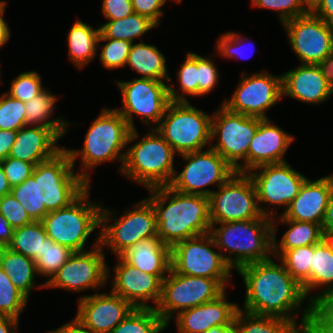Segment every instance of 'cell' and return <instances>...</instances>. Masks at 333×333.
<instances>
[{"instance_id":"24","label":"cell","mask_w":333,"mask_h":333,"mask_svg":"<svg viewBox=\"0 0 333 333\" xmlns=\"http://www.w3.org/2000/svg\"><path fill=\"white\" fill-rule=\"evenodd\" d=\"M333 190V173L311 180L307 178L298 195L281 214L285 219L301 222L323 223L329 197Z\"/></svg>"},{"instance_id":"60","label":"cell","mask_w":333,"mask_h":333,"mask_svg":"<svg viewBox=\"0 0 333 333\" xmlns=\"http://www.w3.org/2000/svg\"><path fill=\"white\" fill-rule=\"evenodd\" d=\"M322 75L329 85L333 82V52L327 55L319 64H317Z\"/></svg>"},{"instance_id":"42","label":"cell","mask_w":333,"mask_h":333,"mask_svg":"<svg viewBox=\"0 0 333 333\" xmlns=\"http://www.w3.org/2000/svg\"><path fill=\"white\" fill-rule=\"evenodd\" d=\"M27 305L28 299L14 286L0 266V315L20 320Z\"/></svg>"},{"instance_id":"65","label":"cell","mask_w":333,"mask_h":333,"mask_svg":"<svg viewBox=\"0 0 333 333\" xmlns=\"http://www.w3.org/2000/svg\"><path fill=\"white\" fill-rule=\"evenodd\" d=\"M228 326H215L211 327L205 333H222Z\"/></svg>"},{"instance_id":"18","label":"cell","mask_w":333,"mask_h":333,"mask_svg":"<svg viewBox=\"0 0 333 333\" xmlns=\"http://www.w3.org/2000/svg\"><path fill=\"white\" fill-rule=\"evenodd\" d=\"M89 186L75 171L65 148L40 163L41 206L49 212L67 207Z\"/></svg>"},{"instance_id":"45","label":"cell","mask_w":333,"mask_h":333,"mask_svg":"<svg viewBox=\"0 0 333 333\" xmlns=\"http://www.w3.org/2000/svg\"><path fill=\"white\" fill-rule=\"evenodd\" d=\"M45 89L40 74L33 71L21 72L12 78L9 90L6 91L11 97L26 103Z\"/></svg>"},{"instance_id":"23","label":"cell","mask_w":333,"mask_h":333,"mask_svg":"<svg viewBox=\"0 0 333 333\" xmlns=\"http://www.w3.org/2000/svg\"><path fill=\"white\" fill-rule=\"evenodd\" d=\"M294 140L291 133L274 124L270 118H258V129L247 154V173L261 165L287 162L284 157Z\"/></svg>"},{"instance_id":"31","label":"cell","mask_w":333,"mask_h":333,"mask_svg":"<svg viewBox=\"0 0 333 333\" xmlns=\"http://www.w3.org/2000/svg\"><path fill=\"white\" fill-rule=\"evenodd\" d=\"M0 266L14 286L29 299L35 288L45 289V282L36 283L37 269L33 259L8 247H0Z\"/></svg>"},{"instance_id":"33","label":"cell","mask_w":333,"mask_h":333,"mask_svg":"<svg viewBox=\"0 0 333 333\" xmlns=\"http://www.w3.org/2000/svg\"><path fill=\"white\" fill-rule=\"evenodd\" d=\"M57 100L56 95L45 88L33 99L24 103L26 125L49 127L62 139L69 132L68 126L73 123L66 121L63 115L53 118Z\"/></svg>"},{"instance_id":"49","label":"cell","mask_w":333,"mask_h":333,"mask_svg":"<svg viewBox=\"0 0 333 333\" xmlns=\"http://www.w3.org/2000/svg\"><path fill=\"white\" fill-rule=\"evenodd\" d=\"M0 214L14 229L33 222L22 204L11 193L0 197Z\"/></svg>"},{"instance_id":"63","label":"cell","mask_w":333,"mask_h":333,"mask_svg":"<svg viewBox=\"0 0 333 333\" xmlns=\"http://www.w3.org/2000/svg\"><path fill=\"white\" fill-rule=\"evenodd\" d=\"M301 2L307 12H313L322 0H301Z\"/></svg>"},{"instance_id":"26","label":"cell","mask_w":333,"mask_h":333,"mask_svg":"<svg viewBox=\"0 0 333 333\" xmlns=\"http://www.w3.org/2000/svg\"><path fill=\"white\" fill-rule=\"evenodd\" d=\"M61 138L49 127L25 125L17 131L8 157L31 163L49 160L64 147L58 145Z\"/></svg>"},{"instance_id":"56","label":"cell","mask_w":333,"mask_h":333,"mask_svg":"<svg viewBox=\"0 0 333 333\" xmlns=\"http://www.w3.org/2000/svg\"><path fill=\"white\" fill-rule=\"evenodd\" d=\"M312 13L326 23L333 25V0H322Z\"/></svg>"},{"instance_id":"11","label":"cell","mask_w":333,"mask_h":333,"mask_svg":"<svg viewBox=\"0 0 333 333\" xmlns=\"http://www.w3.org/2000/svg\"><path fill=\"white\" fill-rule=\"evenodd\" d=\"M115 83L121 92L123 104L121 108H114L128 122L130 128L136 129L135 115L148 129L155 128L171 102L168 81L133 77L128 81L117 79Z\"/></svg>"},{"instance_id":"43","label":"cell","mask_w":333,"mask_h":333,"mask_svg":"<svg viewBox=\"0 0 333 333\" xmlns=\"http://www.w3.org/2000/svg\"><path fill=\"white\" fill-rule=\"evenodd\" d=\"M101 42H105V44ZM132 44V42L125 40L99 38L97 50L100 52L97 55L99 56L100 64L107 70L124 68Z\"/></svg>"},{"instance_id":"57","label":"cell","mask_w":333,"mask_h":333,"mask_svg":"<svg viewBox=\"0 0 333 333\" xmlns=\"http://www.w3.org/2000/svg\"><path fill=\"white\" fill-rule=\"evenodd\" d=\"M14 228L9 221L0 214V247H7L13 238Z\"/></svg>"},{"instance_id":"69","label":"cell","mask_w":333,"mask_h":333,"mask_svg":"<svg viewBox=\"0 0 333 333\" xmlns=\"http://www.w3.org/2000/svg\"><path fill=\"white\" fill-rule=\"evenodd\" d=\"M172 1H174L176 3H181L183 0H172Z\"/></svg>"},{"instance_id":"53","label":"cell","mask_w":333,"mask_h":333,"mask_svg":"<svg viewBox=\"0 0 333 333\" xmlns=\"http://www.w3.org/2000/svg\"><path fill=\"white\" fill-rule=\"evenodd\" d=\"M101 12L106 20H118L134 13L131 0H102Z\"/></svg>"},{"instance_id":"35","label":"cell","mask_w":333,"mask_h":333,"mask_svg":"<svg viewBox=\"0 0 333 333\" xmlns=\"http://www.w3.org/2000/svg\"><path fill=\"white\" fill-rule=\"evenodd\" d=\"M99 27V38H112L134 43L138 39L143 42V35L158 28V25L146 16L133 13L122 19L108 20Z\"/></svg>"},{"instance_id":"10","label":"cell","mask_w":333,"mask_h":333,"mask_svg":"<svg viewBox=\"0 0 333 333\" xmlns=\"http://www.w3.org/2000/svg\"><path fill=\"white\" fill-rule=\"evenodd\" d=\"M226 290L217 279L183 275L171 268L162 281L161 297L155 310L168 328L179 312L215 300Z\"/></svg>"},{"instance_id":"16","label":"cell","mask_w":333,"mask_h":333,"mask_svg":"<svg viewBox=\"0 0 333 333\" xmlns=\"http://www.w3.org/2000/svg\"><path fill=\"white\" fill-rule=\"evenodd\" d=\"M240 78L232 95L221 104L235 113L269 119L267 111L282 99V74L264 69L252 74L243 71Z\"/></svg>"},{"instance_id":"17","label":"cell","mask_w":333,"mask_h":333,"mask_svg":"<svg viewBox=\"0 0 333 333\" xmlns=\"http://www.w3.org/2000/svg\"><path fill=\"white\" fill-rule=\"evenodd\" d=\"M211 223L261 218L255 185L248 173L235 172L208 197Z\"/></svg>"},{"instance_id":"70","label":"cell","mask_w":333,"mask_h":333,"mask_svg":"<svg viewBox=\"0 0 333 333\" xmlns=\"http://www.w3.org/2000/svg\"><path fill=\"white\" fill-rule=\"evenodd\" d=\"M1 68V67H0ZM3 79H1V70H0V82H2Z\"/></svg>"},{"instance_id":"34","label":"cell","mask_w":333,"mask_h":333,"mask_svg":"<svg viewBox=\"0 0 333 333\" xmlns=\"http://www.w3.org/2000/svg\"><path fill=\"white\" fill-rule=\"evenodd\" d=\"M234 322L240 333H307L298 323L288 319L258 315L239 308Z\"/></svg>"},{"instance_id":"51","label":"cell","mask_w":333,"mask_h":333,"mask_svg":"<svg viewBox=\"0 0 333 333\" xmlns=\"http://www.w3.org/2000/svg\"><path fill=\"white\" fill-rule=\"evenodd\" d=\"M312 333H333V292L316 307Z\"/></svg>"},{"instance_id":"5","label":"cell","mask_w":333,"mask_h":333,"mask_svg":"<svg viewBox=\"0 0 333 333\" xmlns=\"http://www.w3.org/2000/svg\"><path fill=\"white\" fill-rule=\"evenodd\" d=\"M210 234L224 259L235 271L273 256L272 219L267 216L252 220L211 223Z\"/></svg>"},{"instance_id":"40","label":"cell","mask_w":333,"mask_h":333,"mask_svg":"<svg viewBox=\"0 0 333 333\" xmlns=\"http://www.w3.org/2000/svg\"><path fill=\"white\" fill-rule=\"evenodd\" d=\"M47 237L42 222L33 221L30 224L15 228L12 241L7 247L33 259L36 254H41L43 241Z\"/></svg>"},{"instance_id":"39","label":"cell","mask_w":333,"mask_h":333,"mask_svg":"<svg viewBox=\"0 0 333 333\" xmlns=\"http://www.w3.org/2000/svg\"><path fill=\"white\" fill-rule=\"evenodd\" d=\"M166 329L154 308H134L110 333H163Z\"/></svg>"},{"instance_id":"37","label":"cell","mask_w":333,"mask_h":333,"mask_svg":"<svg viewBox=\"0 0 333 333\" xmlns=\"http://www.w3.org/2000/svg\"><path fill=\"white\" fill-rule=\"evenodd\" d=\"M11 194L18 200L33 221H41L49 212L41 206L40 163L34 166L32 174L21 184L11 187Z\"/></svg>"},{"instance_id":"25","label":"cell","mask_w":333,"mask_h":333,"mask_svg":"<svg viewBox=\"0 0 333 333\" xmlns=\"http://www.w3.org/2000/svg\"><path fill=\"white\" fill-rule=\"evenodd\" d=\"M284 97L307 105H320L328 101L331 94L318 65L299 64L282 73V98Z\"/></svg>"},{"instance_id":"32","label":"cell","mask_w":333,"mask_h":333,"mask_svg":"<svg viewBox=\"0 0 333 333\" xmlns=\"http://www.w3.org/2000/svg\"><path fill=\"white\" fill-rule=\"evenodd\" d=\"M166 57L154 44L135 42L130 49L126 66L141 78L168 81L171 77L166 65Z\"/></svg>"},{"instance_id":"44","label":"cell","mask_w":333,"mask_h":333,"mask_svg":"<svg viewBox=\"0 0 333 333\" xmlns=\"http://www.w3.org/2000/svg\"><path fill=\"white\" fill-rule=\"evenodd\" d=\"M215 43V54L225 59H248L252 52L250 50L249 55L245 54L247 49H255L252 39L243 36L241 33L235 31H228L220 34ZM250 39V40H249ZM249 41V42H248ZM248 42V43H246ZM246 44V45H245ZM246 46H249L246 48ZM252 46V47H251ZM246 50V51H245ZM218 53V54H217ZM249 53V52H248ZM253 55V54H252Z\"/></svg>"},{"instance_id":"29","label":"cell","mask_w":333,"mask_h":333,"mask_svg":"<svg viewBox=\"0 0 333 333\" xmlns=\"http://www.w3.org/2000/svg\"><path fill=\"white\" fill-rule=\"evenodd\" d=\"M311 304L316 308L333 292V246L324 238L313 245L312 265L310 267Z\"/></svg>"},{"instance_id":"48","label":"cell","mask_w":333,"mask_h":333,"mask_svg":"<svg viewBox=\"0 0 333 333\" xmlns=\"http://www.w3.org/2000/svg\"><path fill=\"white\" fill-rule=\"evenodd\" d=\"M212 55L204 57L198 54V96H206L219 85V70Z\"/></svg>"},{"instance_id":"59","label":"cell","mask_w":333,"mask_h":333,"mask_svg":"<svg viewBox=\"0 0 333 333\" xmlns=\"http://www.w3.org/2000/svg\"><path fill=\"white\" fill-rule=\"evenodd\" d=\"M7 2L0 8V48L10 40L11 30L8 26V21L4 18V12L7 9Z\"/></svg>"},{"instance_id":"30","label":"cell","mask_w":333,"mask_h":333,"mask_svg":"<svg viewBox=\"0 0 333 333\" xmlns=\"http://www.w3.org/2000/svg\"><path fill=\"white\" fill-rule=\"evenodd\" d=\"M100 27L77 19L67 33L68 60L75 68L83 69L94 60L98 53Z\"/></svg>"},{"instance_id":"68","label":"cell","mask_w":333,"mask_h":333,"mask_svg":"<svg viewBox=\"0 0 333 333\" xmlns=\"http://www.w3.org/2000/svg\"><path fill=\"white\" fill-rule=\"evenodd\" d=\"M7 1L5 0H0V8L6 3Z\"/></svg>"},{"instance_id":"36","label":"cell","mask_w":333,"mask_h":333,"mask_svg":"<svg viewBox=\"0 0 333 333\" xmlns=\"http://www.w3.org/2000/svg\"><path fill=\"white\" fill-rule=\"evenodd\" d=\"M178 87L172 77L168 80L169 98L172 102H189L188 96L198 97V54L187 52L186 58L176 71Z\"/></svg>"},{"instance_id":"22","label":"cell","mask_w":333,"mask_h":333,"mask_svg":"<svg viewBox=\"0 0 333 333\" xmlns=\"http://www.w3.org/2000/svg\"><path fill=\"white\" fill-rule=\"evenodd\" d=\"M225 291L215 300L179 312L173 321L178 333H205L211 327L229 326L234 320L239 305L229 302Z\"/></svg>"},{"instance_id":"19","label":"cell","mask_w":333,"mask_h":333,"mask_svg":"<svg viewBox=\"0 0 333 333\" xmlns=\"http://www.w3.org/2000/svg\"><path fill=\"white\" fill-rule=\"evenodd\" d=\"M301 64H319L333 52V25L308 12L281 24Z\"/></svg>"},{"instance_id":"46","label":"cell","mask_w":333,"mask_h":333,"mask_svg":"<svg viewBox=\"0 0 333 333\" xmlns=\"http://www.w3.org/2000/svg\"><path fill=\"white\" fill-rule=\"evenodd\" d=\"M25 104L5 91L0 94V130L18 131L26 125Z\"/></svg>"},{"instance_id":"6","label":"cell","mask_w":333,"mask_h":333,"mask_svg":"<svg viewBox=\"0 0 333 333\" xmlns=\"http://www.w3.org/2000/svg\"><path fill=\"white\" fill-rule=\"evenodd\" d=\"M91 185L70 205L48 212L41 220L48 238L73 252L87 251L88 238L100 230L102 202L90 198Z\"/></svg>"},{"instance_id":"62","label":"cell","mask_w":333,"mask_h":333,"mask_svg":"<svg viewBox=\"0 0 333 333\" xmlns=\"http://www.w3.org/2000/svg\"><path fill=\"white\" fill-rule=\"evenodd\" d=\"M11 193V186L8 183L7 177L4 173L3 167L0 162V197Z\"/></svg>"},{"instance_id":"7","label":"cell","mask_w":333,"mask_h":333,"mask_svg":"<svg viewBox=\"0 0 333 333\" xmlns=\"http://www.w3.org/2000/svg\"><path fill=\"white\" fill-rule=\"evenodd\" d=\"M155 130L179 156L211 146L212 112L208 114L189 102H170Z\"/></svg>"},{"instance_id":"55","label":"cell","mask_w":333,"mask_h":333,"mask_svg":"<svg viewBox=\"0 0 333 333\" xmlns=\"http://www.w3.org/2000/svg\"><path fill=\"white\" fill-rule=\"evenodd\" d=\"M48 333H93L88 329L77 317H73L71 321L66 322L58 329H51Z\"/></svg>"},{"instance_id":"28","label":"cell","mask_w":333,"mask_h":333,"mask_svg":"<svg viewBox=\"0 0 333 333\" xmlns=\"http://www.w3.org/2000/svg\"><path fill=\"white\" fill-rule=\"evenodd\" d=\"M284 224L287 230L278 241V225ZM273 226V257L279 258L285 251L307 245H316L325 237L321 224L285 219L282 215L272 218ZM277 227V228H276ZM289 227V228H288Z\"/></svg>"},{"instance_id":"67","label":"cell","mask_w":333,"mask_h":333,"mask_svg":"<svg viewBox=\"0 0 333 333\" xmlns=\"http://www.w3.org/2000/svg\"><path fill=\"white\" fill-rule=\"evenodd\" d=\"M327 240L332 244L333 246V234H330L328 237H327Z\"/></svg>"},{"instance_id":"50","label":"cell","mask_w":333,"mask_h":333,"mask_svg":"<svg viewBox=\"0 0 333 333\" xmlns=\"http://www.w3.org/2000/svg\"><path fill=\"white\" fill-rule=\"evenodd\" d=\"M11 187L21 184L33 172L34 165L16 158L7 157L0 161Z\"/></svg>"},{"instance_id":"52","label":"cell","mask_w":333,"mask_h":333,"mask_svg":"<svg viewBox=\"0 0 333 333\" xmlns=\"http://www.w3.org/2000/svg\"><path fill=\"white\" fill-rule=\"evenodd\" d=\"M168 1L169 0H131L134 13L150 18L158 26H160V20L162 16H164L162 9Z\"/></svg>"},{"instance_id":"2","label":"cell","mask_w":333,"mask_h":333,"mask_svg":"<svg viewBox=\"0 0 333 333\" xmlns=\"http://www.w3.org/2000/svg\"><path fill=\"white\" fill-rule=\"evenodd\" d=\"M156 213L157 236L172 248L186 239L210 233L209 198L185 194L170 186L147 190Z\"/></svg>"},{"instance_id":"61","label":"cell","mask_w":333,"mask_h":333,"mask_svg":"<svg viewBox=\"0 0 333 333\" xmlns=\"http://www.w3.org/2000/svg\"><path fill=\"white\" fill-rule=\"evenodd\" d=\"M19 321L13 317L0 315V333H16L20 331Z\"/></svg>"},{"instance_id":"47","label":"cell","mask_w":333,"mask_h":333,"mask_svg":"<svg viewBox=\"0 0 333 333\" xmlns=\"http://www.w3.org/2000/svg\"><path fill=\"white\" fill-rule=\"evenodd\" d=\"M251 6L275 11L281 24L308 13L301 0H251Z\"/></svg>"},{"instance_id":"9","label":"cell","mask_w":333,"mask_h":333,"mask_svg":"<svg viewBox=\"0 0 333 333\" xmlns=\"http://www.w3.org/2000/svg\"><path fill=\"white\" fill-rule=\"evenodd\" d=\"M215 110L212 112L210 147L236 172L247 173V154L258 129V118L229 111L222 104Z\"/></svg>"},{"instance_id":"21","label":"cell","mask_w":333,"mask_h":333,"mask_svg":"<svg viewBox=\"0 0 333 333\" xmlns=\"http://www.w3.org/2000/svg\"><path fill=\"white\" fill-rule=\"evenodd\" d=\"M77 317L93 333H110L134 307L113 292L80 295Z\"/></svg>"},{"instance_id":"8","label":"cell","mask_w":333,"mask_h":333,"mask_svg":"<svg viewBox=\"0 0 333 333\" xmlns=\"http://www.w3.org/2000/svg\"><path fill=\"white\" fill-rule=\"evenodd\" d=\"M124 211L116 218L115 210L102 204L100 212V245L104 251L109 248L115 256H121L144 238L157 236L156 213L146 198L138 200Z\"/></svg>"},{"instance_id":"15","label":"cell","mask_w":333,"mask_h":333,"mask_svg":"<svg viewBox=\"0 0 333 333\" xmlns=\"http://www.w3.org/2000/svg\"><path fill=\"white\" fill-rule=\"evenodd\" d=\"M181 156L184 168L174 173L170 187L185 194L209 197L214 190L223 185L236 171L217 151L211 147L205 150L185 153Z\"/></svg>"},{"instance_id":"38","label":"cell","mask_w":333,"mask_h":333,"mask_svg":"<svg viewBox=\"0 0 333 333\" xmlns=\"http://www.w3.org/2000/svg\"><path fill=\"white\" fill-rule=\"evenodd\" d=\"M312 254L313 245H307L287 250L278 259L275 258L277 261L280 260L286 271L302 285L310 303V267L312 265Z\"/></svg>"},{"instance_id":"13","label":"cell","mask_w":333,"mask_h":333,"mask_svg":"<svg viewBox=\"0 0 333 333\" xmlns=\"http://www.w3.org/2000/svg\"><path fill=\"white\" fill-rule=\"evenodd\" d=\"M97 235L90 250L74 252L68 258L54 276L45 283L46 289L60 288L68 292H78V294L92 289L96 293L98 289L107 285L112 276L111 269L106 262L105 251L100 245V232Z\"/></svg>"},{"instance_id":"41","label":"cell","mask_w":333,"mask_h":333,"mask_svg":"<svg viewBox=\"0 0 333 333\" xmlns=\"http://www.w3.org/2000/svg\"><path fill=\"white\" fill-rule=\"evenodd\" d=\"M73 253L68 247L47 237L43 241L41 254L33 258L38 276L47 278L44 282H48Z\"/></svg>"},{"instance_id":"1","label":"cell","mask_w":333,"mask_h":333,"mask_svg":"<svg viewBox=\"0 0 333 333\" xmlns=\"http://www.w3.org/2000/svg\"><path fill=\"white\" fill-rule=\"evenodd\" d=\"M274 260L272 256L270 259L245 265L237 271L245 286L243 307L239 308L258 315L291 320L307 333H312L316 308L307 299L302 285L286 271L283 263ZM305 301L307 304L303 307ZM298 313L302 314L300 320L297 318Z\"/></svg>"},{"instance_id":"4","label":"cell","mask_w":333,"mask_h":333,"mask_svg":"<svg viewBox=\"0 0 333 333\" xmlns=\"http://www.w3.org/2000/svg\"><path fill=\"white\" fill-rule=\"evenodd\" d=\"M127 146L122 176L147 190L170 185L177 155L155 128L148 129L143 137L137 128L131 130Z\"/></svg>"},{"instance_id":"3","label":"cell","mask_w":333,"mask_h":333,"mask_svg":"<svg viewBox=\"0 0 333 333\" xmlns=\"http://www.w3.org/2000/svg\"><path fill=\"white\" fill-rule=\"evenodd\" d=\"M131 130L128 122L114 107H103L89 125L83 147H63L69 153L74 169L77 159L80 158L81 167L75 171L91 185V171L98 165L119 161L121 163L118 172H121Z\"/></svg>"},{"instance_id":"66","label":"cell","mask_w":333,"mask_h":333,"mask_svg":"<svg viewBox=\"0 0 333 333\" xmlns=\"http://www.w3.org/2000/svg\"><path fill=\"white\" fill-rule=\"evenodd\" d=\"M329 91H330L331 96H333V82H331L329 84Z\"/></svg>"},{"instance_id":"54","label":"cell","mask_w":333,"mask_h":333,"mask_svg":"<svg viewBox=\"0 0 333 333\" xmlns=\"http://www.w3.org/2000/svg\"><path fill=\"white\" fill-rule=\"evenodd\" d=\"M17 131L0 130V161L5 160L15 142Z\"/></svg>"},{"instance_id":"20","label":"cell","mask_w":333,"mask_h":333,"mask_svg":"<svg viewBox=\"0 0 333 333\" xmlns=\"http://www.w3.org/2000/svg\"><path fill=\"white\" fill-rule=\"evenodd\" d=\"M116 260L112 267L111 292L127 300L134 308L155 309L161 297L162 281L167 275L141 272L121 256H116Z\"/></svg>"},{"instance_id":"58","label":"cell","mask_w":333,"mask_h":333,"mask_svg":"<svg viewBox=\"0 0 333 333\" xmlns=\"http://www.w3.org/2000/svg\"><path fill=\"white\" fill-rule=\"evenodd\" d=\"M322 230L325 238H327L330 234H333V190L326 207V213L322 223Z\"/></svg>"},{"instance_id":"27","label":"cell","mask_w":333,"mask_h":333,"mask_svg":"<svg viewBox=\"0 0 333 333\" xmlns=\"http://www.w3.org/2000/svg\"><path fill=\"white\" fill-rule=\"evenodd\" d=\"M121 257L141 272L168 275L171 269V248L158 236H150L135 243Z\"/></svg>"},{"instance_id":"64","label":"cell","mask_w":333,"mask_h":333,"mask_svg":"<svg viewBox=\"0 0 333 333\" xmlns=\"http://www.w3.org/2000/svg\"><path fill=\"white\" fill-rule=\"evenodd\" d=\"M222 333H240V331L237 324L233 322Z\"/></svg>"},{"instance_id":"12","label":"cell","mask_w":333,"mask_h":333,"mask_svg":"<svg viewBox=\"0 0 333 333\" xmlns=\"http://www.w3.org/2000/svg\"><path fill=\"white\" fill-rule=\"evenodd\" d=\"M171 268L183 275L217 279L227 291L229 284L233 285V269L222 256L210 233L175 244L171 248Z\"/></svg>"},{"instance_id":"14","label":"cell","mask_w":333,"mask_h":333,"mask_svg":"<svg viewBox=\"0 0 333 333\" xmlns=\"http://www.w3.org/2000/svg\"><path fill=\"white\" fill-rule=\"evenodd\" d=\"M248 175L255 185L261 214L271 219L277 216L278 208L284 209L279 215L287 210L308 178L295 170L288 161L258 166L250 170Z\"/></svg>"}]
</instances>
